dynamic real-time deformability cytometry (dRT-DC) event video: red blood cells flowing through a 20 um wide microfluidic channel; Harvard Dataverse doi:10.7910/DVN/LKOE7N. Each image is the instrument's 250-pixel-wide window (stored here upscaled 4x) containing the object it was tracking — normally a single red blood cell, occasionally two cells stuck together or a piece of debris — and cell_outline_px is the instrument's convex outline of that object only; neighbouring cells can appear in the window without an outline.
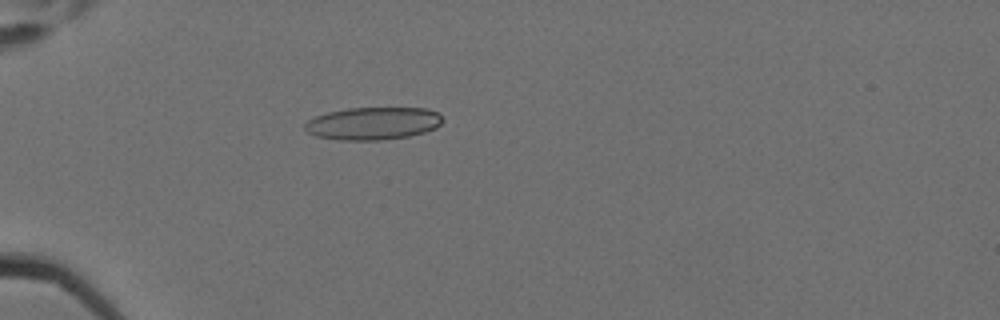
{"species": "Egyptian fruit bat (a non-hibernating species)", "species_latin": "Rousettus aegyptiacus", "temperature_condition": "cold", "stored_images_in_passage": 5, "camera_frame_rate_fps": 3000, "um_per_image_px": 0.085, "animal": {"sex": "female"}, "frame": {"image": 1, "passage_image": 5, "time_ms": 1.333, "image_size_px": [1000, 320], "cell_outline_px": [[444, 120], [436, 128], [424, 132], [408, 136], [380, 140], [340, 140], [316, 136], [308, 132], [304, 128], [304, 124], [308, 120], [316, 116], [328, 112], [348, 108], [428, 108], [436, 112]], "centroid_in_image_um": [31.7, 10.49], "position_along_channel_um": 53.3, "area_um2": 26.13}}